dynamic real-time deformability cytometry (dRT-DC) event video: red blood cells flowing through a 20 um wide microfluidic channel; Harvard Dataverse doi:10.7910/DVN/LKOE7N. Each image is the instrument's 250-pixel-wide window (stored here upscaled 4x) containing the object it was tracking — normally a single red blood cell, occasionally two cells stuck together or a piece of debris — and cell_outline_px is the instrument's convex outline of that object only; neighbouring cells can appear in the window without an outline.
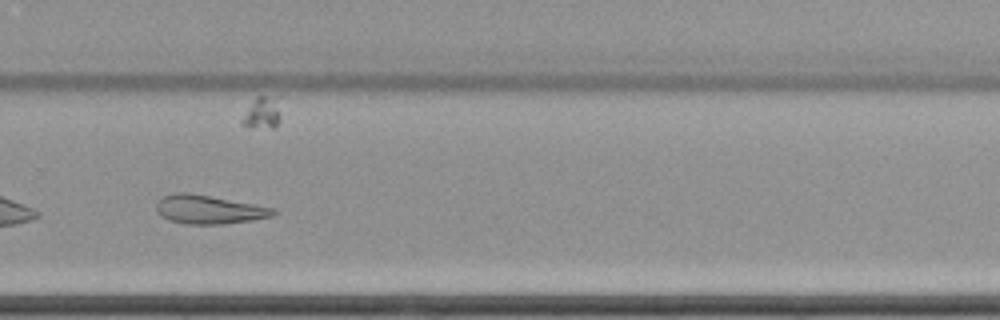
{"species": "common noctule bat (a hibernating species)", "species_latin": "Nyctalus noctula", "temperature_condition": "cold", "stored_images_in_passage": 61, "camera_frame_rate_fps": 3000, "um_per_image_px": 0.085, "animal": {"sex": "female", "body_mass_g": 22.7, "forearm_length_mm": 54.2}, "frame": {"image": 1, "passage_image": 44, "time_ms": 14.333, "image_size_px": [1000, 320], "cell_outline_px": [[276, 212], [272, 216], [252, 220], [224, 224], [188, 224], [168, 220], [160, 216], [156, 212], [156, 204], [164, 196], [176, 192], [188, 192], [276, 208]], "centroid_in_image_um": [17.74, 17.81], "position_along_channel_um": 312.1, "area_um2": 19.54}}